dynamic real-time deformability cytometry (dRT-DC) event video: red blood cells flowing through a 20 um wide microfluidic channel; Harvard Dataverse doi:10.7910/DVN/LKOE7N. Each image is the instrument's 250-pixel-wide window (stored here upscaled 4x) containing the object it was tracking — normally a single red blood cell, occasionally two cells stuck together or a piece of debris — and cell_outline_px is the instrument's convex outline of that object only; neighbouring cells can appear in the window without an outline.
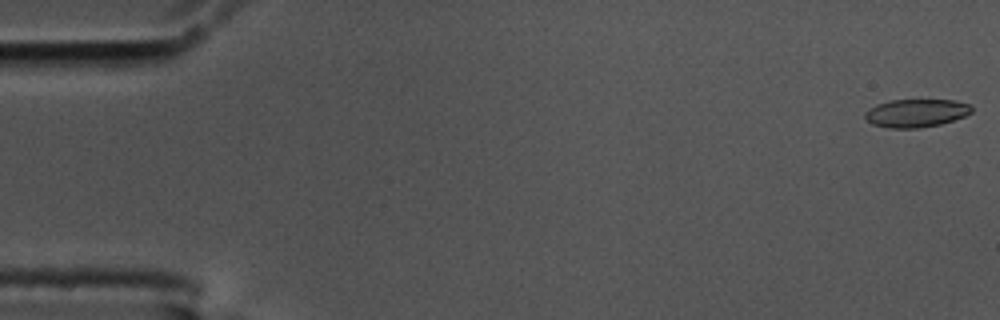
{"species": "common noctule bat (a hibernating species)", "species_latin": "Nyctalus noctula", "temperature_condition": "cold", "stored_images_in_passage": 56, "camera_frame_rate_fps": 3000, "um_per_image_px": 0.085, "animal": {"sex": "male", "body_mass_g": 17.5, "forearm_length_mm": 52.3}, "frame": {"image": 1, "passage_image": 1, "time_ms": 0.0, "image_size_px": [1000, 320], "cell_outline_px": [[972, 112], [964, 116], [940, 124], [920, 128], [888, 128], [872, 124], [864, 116], [864, 112], [876, 104], [888, 100], [956, 100], [972, 104]], "centroid_in_image_um": [77.87, 9.6], "position_along_channel_um": 7.1, "area_um2": 17.57}}
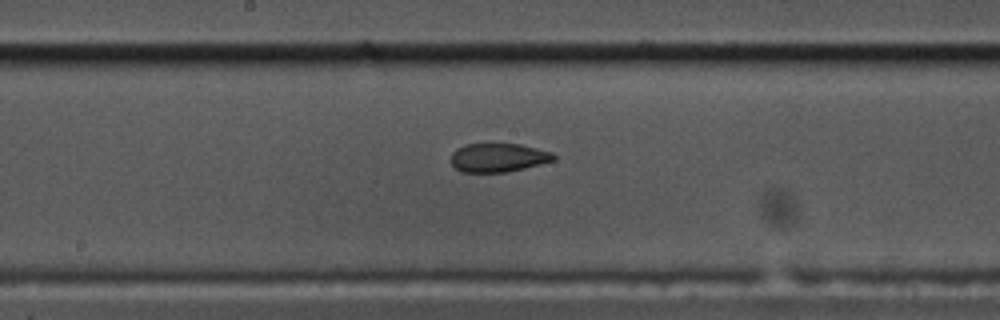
{"frame": {"image": 2, "passage_image": 29, "time_ms": 9.333, "image_size_px": [1000, 320], "cell_outline_px": [[556, 160], [524, 168], [504, 172], [460, 172], [452, 164], [452, 152], [456, 148], [464, 144], [520, 144], [552, 152], [556, 156]], "centroid_in_image_um": [42.35, 13.39], "position_along_channel_um": 205.9, "area_um2": 17.17}}
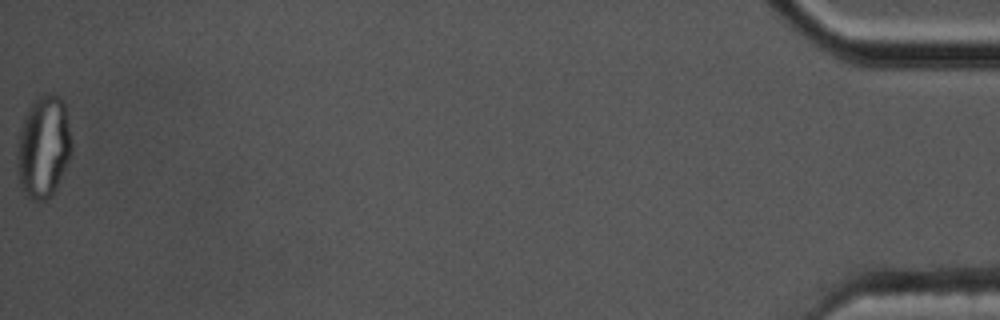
{"frame": {"image": 3, "passage_image": 56, "time_ms": 18.333, "image_size_px": [1000, 320], "cell_outline_px": [[72, 152], [56, 188], [52, 196], [44, 200], [32, 200], [24, 196], [20, 188], [16, 156], [20, 128], [24, 116], [36, 96], [48, 92], [52, 92], [60, 96], [64, 104], [72, 140]], "centroid_in_image_um": [3.68, 12.48], "position_along_channel_um": 431.5, "area_um2": 32.95}, "authors_computed_cell_mechanics": {"area_um2": 18.6116, "velocity_mm_per_s": 3.618, "shape_relaxation_time_tau1_ms": null, "shape_relaxation_time_tau2_ms": 1.7598, "deformation_change_tau1": null, "deformation_change_tau2": 0.0762}}